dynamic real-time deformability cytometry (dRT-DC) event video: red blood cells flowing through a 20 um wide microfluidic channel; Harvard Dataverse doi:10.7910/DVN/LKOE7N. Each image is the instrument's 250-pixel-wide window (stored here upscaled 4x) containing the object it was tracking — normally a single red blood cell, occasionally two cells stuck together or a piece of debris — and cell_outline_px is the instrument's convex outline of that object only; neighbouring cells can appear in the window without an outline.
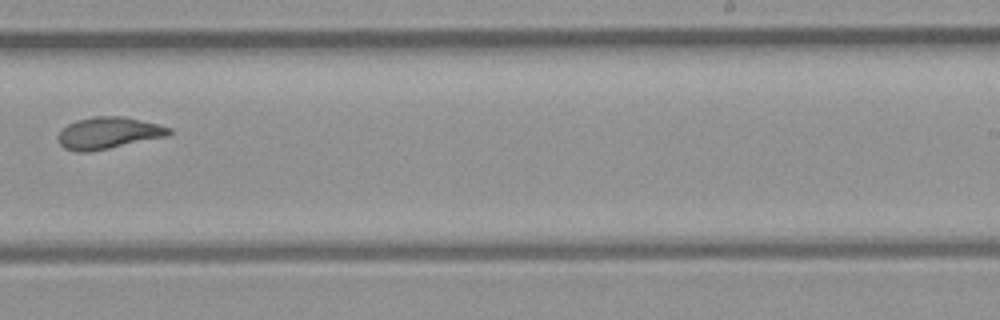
{"species": "common noctule bat (a hibernating species)", "species_latin": "Nyctalus noctula", "temperature_condition": "room temperature", "stored_images_in_passage": 10, "camera_frame_rate_fps": 3000, "um_per_image_px": 0.085, "animal": {"sex": "female", "body_mass_g": 21.9}, "frame": {"image": 1, "passage_image": 9, "time_ms": 9.0, "image_size_px": [1000, 320], "cell_outline_px": [[172, 132], [168, 136], [88, 152], [76, 152], [64, 148], [60, 144], [60, 132], [68, 124], [76, 120], [92, 116], [124, 116], [172, 128]], "centroid_in_image_um": [9.23, 11.3], "position_along_channel_um": 279.8, "area_um2": 20.29}}
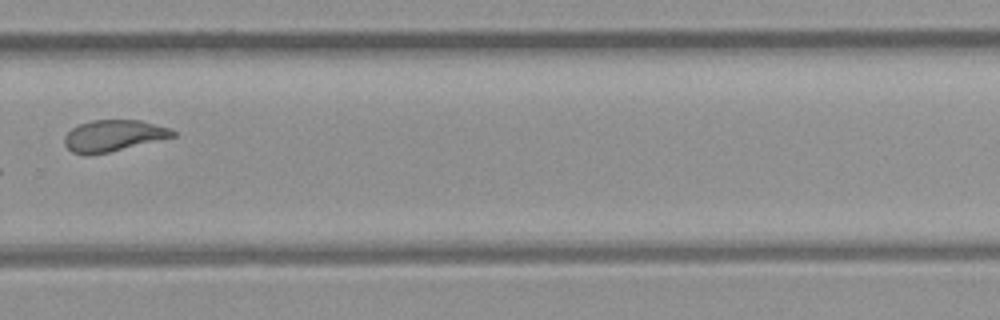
{"frame": {"image": 2, "passage_image": 10, "time_ms": 10.0, "image_size_px": [1000, 320], "cell_outline_px": [[176, 136], [108, 152], [88, 156], [72, 152], [64, 144], [64, 136], [72, 128], [80, 124], [92, 120], [140, 120], [168, 128], [176, 132]], "centroid_in_image_um": [9.6, 11.54], "position_along_channel_um": 320.2, "area_um2": 19.65}}